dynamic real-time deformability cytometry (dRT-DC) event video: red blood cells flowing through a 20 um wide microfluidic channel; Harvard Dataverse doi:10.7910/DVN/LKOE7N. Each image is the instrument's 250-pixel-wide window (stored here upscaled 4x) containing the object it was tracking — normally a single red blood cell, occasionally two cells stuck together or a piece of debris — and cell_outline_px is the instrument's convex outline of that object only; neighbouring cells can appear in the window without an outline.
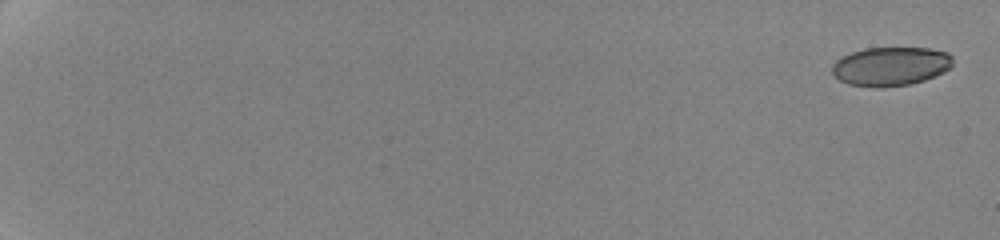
{"species": "human", "species_latin": "Homo sapiens", "temperature_condition": "cold", "stored_images_in_passage": 55, "camera_frame_rate_fps": 3000, "um_per_image_px": 0.085, "donor": {"sex": "female"}, "frame": {"image": 1, "passage_image": 1, "time_ms": 0.0, "image_size_px": [1000, 240], "cell_outline_px": [[952, 64], [944, 72], [924, 80], [908, 84], [880, 88], [848, 84], [840, 80], [832, 72], [832, 64], [836, 60], [852, 52], [864, 48], [928, 48], [948, 52], [952, 56]], "centroid_in_image_um": [75.7, 5.63], "position_along_channel_um": 9.3, "area_um2": 27.22}}
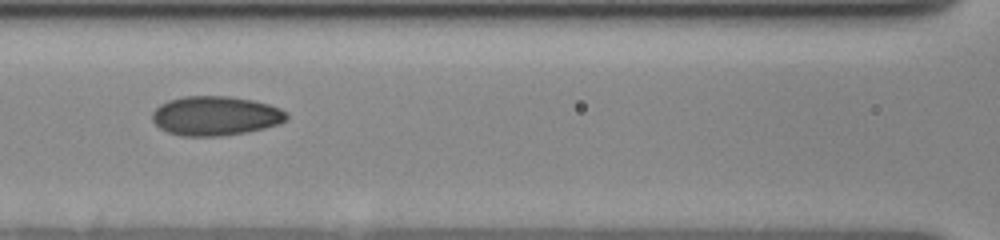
{"frame": {"image": 2, "passage_image": 29, "time_ms": 10.333, "image_size_px": [1000, 240], "cell_outline_px": [[288, 120], [280, 124], [248, 132], [220, 136], [180, 136], [168, 132], [160, 128], [152, 120], [152, 112], [160, 104], [168, 100], [184, 96], [232, 96], [252, 100], [268, 104], [280, 108], [288, 112]], "centroid_in_image_um": [18.34, 9.85], "position_along_channel_um": 148.3, "area_um2": 31.1}}
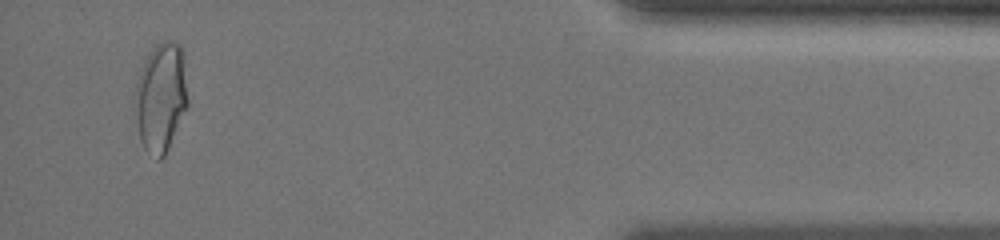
{"frame": {"image": 3, "passage_image": 54, "time_ms": 19.333, "image_size_px": [1000, 240], "cell_outline_px": [[188, 108], [164, 156], [160, 160], [156, 160], [144, 148], [140, 140], [132, 96], [136, 80], [144, 60], [152, 48], [156, 44], [164, 40], [168, 40], [180, 44], [184, 52], [188, 100]], "centroid_in_image_um": [13.67, 8.25], "position_along_channel_um": 421.5, "area_um2": 34.56}, "authors_computed_cell_mechanics": {"area_um2": 29.6514, "velocity_mm_per_s": 3.5157, "shape_relaxation_time_tau1_ms": 9.0588, "shape_relaxation_time_tau2_ms": 1.2454, "deformation_change_tau1": 0.194, "deformation_change_tau2": 0.0548}}